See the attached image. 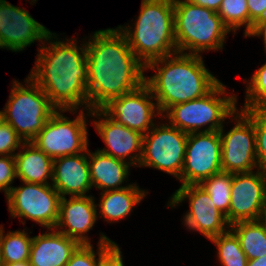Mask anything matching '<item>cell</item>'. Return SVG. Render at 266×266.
Listing matches in <instances>:
<instances>
[{"mask_svg":"<svg viewBox=\"0 0 266 266\" xmlns=\"http://www.w3.org/2000/svg\"><path fill=\"white\" fill-rule=\"evenodd\" d=\"M89 37L85 41L88 110H96L139 88L144 83L145 66L117 27L95 31Z\"/></svg>","mask_w":266,"mask_h":266,"instance_id":"6da1fadb","label":"cell"},{"mask_svg":"<svg viewBox=\"0 0 266 266\" xmlns=\"http://www.w3.org/2000/svg\"><path fill=\"white\" fill-rule=\"evenodd\" d=\"M55 41H54V40ZM50 33L39 46L34 67L28 75L57 110H88L86 45L76 38L61 41ZM48 43L49 46H47Z\"/></svg>","mask_w":266,"mask_h":266,"instance_id":"7a4b0ae2","label":"cell"},{"mask_svg":"<svg viewBox=\"0 0 266 266\" xmlns=\"http://www.w3.org/2000/svg\"><path fill=\"white\" fill-rule=\"evenodd\" d=\"M154 70L144 78L161 116L172 106L207 95L220 81L206 68L200 55L176 52L145 66Z\"/></svg>","mask_w":266,"mask_h":266,"instance_id":"3957f363","label":"cell"},{"mask_svg":"<svg viewBox=\"0 0 266 266\" xmlns=\"http://www.w3.org/2000/svg\"><path fill=\"white\" fill-rule=\"evenodd\" d=\"M173 0H142L135 24L118 26L137 59L150 62L177 52ZM133 29V30H132Z\"/></svg>","mask_w":266,"mask_h":266,"instance_id":"277c9868","label":"cell"},{"mask_svg":"<svg viewBox=\"0 0 266 266\" xmlns=\"http://www.w3.org/2000/svg\"><path fill=\"white\" fill-rule=\"evenodd\" d=\"M173 3L177 52L201 56L203 51L223 49L231 31L217 12L190 0H173Z\"/></svg>","mask_w":266,"mask_h":266,"instance_id":"5b68a950","label":"cell"},{"mask_svg":"<svg viewBox=\"0 0 266 266\" xmlns=\"http://www.w3.org/2000/svg\"><path fill=\"white\" fill-rule=\"evenodd\" d=\"M226 91V86L219 82L207 95L174 105L161 118L188 134L219 131L225 120L237 111V95L228 96Z\"/></svg>","mask_w":266,"mask_h":266,"instance_id":"8992f818","label":"cell"},{"mask_svg":"<svg viewBox=\"0 0 266 266\" xmlns=\"http://www.w3.org/2000/svg\"><path fill=\"white\" fill-rule=\"evenodd\" d=\"M24 82L14 80L9 99L3 108L5 123L24 142H31L57 110L44 91L28 76Z\"/></svg>","mask_w":266,"mask_h":266,"instance_id":"52a82bcc","label":"cell"},{"mask_svg":"<svg viewBox=\"0 0 266 266\" xmlns=\"http://www.w3.org/2000/svg\"><path fill=\"white\" fill-rule=\"evenodd\" d=\"M65 111L76 114L79 110H56L31 141L52 159L76 155L89 147L86 123L88 116H91V110L86 111V116L84 109H81L73 120L62 114Z\"/></svg>","mask_w":266,"mask_h":266,"instance_id":"ba28073f","label":"cell"},{"mask_svg":"<svg viewBox=\"0 0 266 266\" xmlns=\"http://www.w3.org/2000/svg\"><path fill=\"white\" fill-rule=\"evenodd\" d=\"M188 133L169 123L154 126L143 136L139 167H152L173 175L177 180L183 169Z\"/></svg>","mask_w":266,"mask_h":266,"instance_id":"9c48e42d","label":"cell"},{"mask_svg":"<svg viewBox=\"0 0 266 266\" xmlns=\"http://www.w3.org/2000/svg\"><path fill=\"white\" fill-rule=\"evenodd\" d=\"M231 121H235V126L228 132L225 133L223 127L219 130L222 171L236 174L258 169L253 110L237 109L231 116Z\"/></svg>","mask_w":266,"mask_h":266,"instance_id":"30bf717a","label":"cell"},{"mask_svg":"<svg viewBox=\"0 0 266 266\" xmlns=\"http://www.w3.org/2000/svg\"><path fill=\"white\" fill-rule=\"evenodd\" d=\"M12 187L6 195L8 210L12 218L30 219L42 227L54 229L58 220L61 195L52 184L22 183Z\"/></svg>","mask_w":266,"mask_h":266,"instance_id":"8fae6325","label":"cell"},{"mask_svg":"<svg viewBox=\"0 0 266 266\" xmlns=\"http://www.w3.org/2000/svg\"><path fill=\"white\" fill-rule=\"evenodd\" d=\"M219 131L194 132L187 136L181 186L199 185L204 179L222 172Z\"/></svg>","mask_w":266,"mask_h":266,"instance_id":"7c38bea8","label":"cell"},{"mask_svg":"<svg viewBox=\"0 0 266 266\" xmlns=\"http://www.w3.org/2000/svg\"><path fill=\"white\" fill-rule=\"evenodd\" d=\"M170 198L167 205L170 208L178 206L184 200L189 201L190 208L183 216V222L193 232L199 231L210 240L230 229L225 215L216 208L210 195L199 185L180 186Z\"/></svg>","mask_w":266,"mask_h":266,"instance_id":"4fadbf2b","label":"cell"},{"mask_svg":"<svg viewBox=\"0 0 266 266\" xmlns=\"http://www.w3.org/2000/svg\"><path fill=\"white\" fill-rule=\"evenodd\" d=\"M100 110L119 124L142 135L154 126L153 119L156 116L161 118L156 100L145 83L119 98L110 99Z\"/></svg>","mask_w":266,"mask_h":266,"instance_id":"5bb4252c","label":"cell"},{"mask_svg":"<svg viewBox=\"0 0 266 266\" xmlns=\"http://www.w3.org/2000/svg\"><path fill=\"white\" fill-rule=\"evenodd\" d=\"M266 202V173L256 171L233 174L229 225L260 220Z\"/></svg>","mask_w":266,"mask_h":266,"instance_id":"9a60e30c","label":"cell"},{"mask_svg":"<svg viewBox=\"0 0 266 266\" xmlns=\"http://www.w3.org/2000/svg\"><path fill=\"white\" fill-rule=\"evenodd\" d=\"M50 33L51 31L36 21L27 10L6 0L0 2L2 49L20 52L36 41L43 44Z\"/></svg>","mask_w":266,"mask_h":266,"instance_id":"2e32d148","label":"cell"},{"mask_svg":"<svg viewBox=\"0 0 266 266\" xmlns=\"http://www.w3.org/2000/svg\"><path fill=\"white\" fill-rule=\"evenodd\" d=\"M91 117L98 119L93 120V125L107 147L98 150L116 159L128 160L130 165L137 167L142 156L144 135L119 124L100 109L91 110Z\"/></svg>","mask_w":266,"mask_h":266,"instance_id":"e0dca14e","label":"cell"},{"mask_svg":"<svg viewBox=\"0 0 266 266\" xmlns=\"http://www.w3.org/2000/svg\"><path fill=\"white\" fill-rule=\"evenodd\" d=\"M69 199V200H68ZM61 197L58 220L54 229L77 240L81 245L91 244L88 232L98 220V209L92 195Z\"/></svg>","mask_w":266,"mask_h":266,"instance_id":"ac0fdd59","label":"cell"},{"mask_svg":"<svg viewBox=\"0 0 266 266\" xmlns=\"http://www.w3.org/2000/svg\"><path fill=\"white\" fill-rule=\"evenodd\" d=\"M52 186L61 197L87 196L90 181L88 148L79 154L53 159ZM87 193V194H86Z\"/></svg>","mask_w":266,"mask_h":266,"instance_id":"d6986e66","label":"cell"},{"mask_svg":"<svg viewBox=\"0 0 266 266\" xmlns=\"http://www.w3.org/2000/svg\"><path fill=\"white\" fill-rule=\"evenodd\" d=\"M80 245L77 240L69 238L56 229H47L46 233L32 238L30 265L66 266L72 254Z\"/></svg>","mask_w":266,"mask_h":266,"instance_id":"ffe728a7","label":"cell"},{"mask_svg":"<svg viewBox=\"0 0 266 266\" xmlns=\"http://www.w3.org/2000/svg\"><path fill=\"white\" fill-rule=\"evenodd\" d=\"M88 163L91 185L101 190V193L131 186V183L122 186L124 181H128V175H130L131 165L128 162L99 150L93 153L88 147Z\"/></svg>","mask_w":266,"mask_h":266,"instance_id":"44dd1931","label":"cell"},{"mask_svg":"<svg viewBox=\"0 0 266 266\" xmlns=\"http://www.w3.org/2000/svg\"><path fill=\"white\" fill-rule=\"evenodd\" d=\"M16 177L21 182L34 184H52L53 159L31 142H24L16 152ZM50 178V179H49ZM48 179V180H47Z\"/></svg>","mask_w":266,"mask_h":266,"instance_id":"7402d4cb","label":"cell"},{"mask_svg":"<svg viewBox=\"0 0 266 266\" xmlns=\"http://www.w3.org/2000/svg\"><path fill=\"white\" fill-rule=\"evenodd\" d=\"M148 191L141 190L137 183L118 190L100 193V203L96 204L104 221L113 223L128 217L132 209L147 196Z\"/></svg>","mask_w":266,"mask_h":266,"instance_id":"603a6c76","label":"cell"},{"mask_svg":"<svg viewBox=\"0 0 266 266\" xmlns=\"http://www.w3.org/2000/svg\"><path fill=\"white\" fill-rule=\"evenodd\" d=\"M230 229L239 238L248 260L266 255V225L261 219L237 222Z\"/></svg>","mask_w":266,"mask_h":266,"instance_id":"cb8c5ba5","label":"cell"},{"mask_svg":"<svg viewBox=\"0 0 266 266\" xmlns=\"http://www.w3.org/2000/svg\"><path fill=\"white\" fill-rule=\"evenodd\" d=\"M0 225V252L3 264L29 261L32 237L22 230L9 231L4 234V227Z\"/></svg>","mask_w":266,"mask_h":266,"instance_id":"d4e9b609","label":"cell"},{"mask_svg":"<svg viewBox=\"0 0 266 266\" xmlns=\"http://www.w3.org/2000/svg\"><path fill=\"white\" fill-rule=\"evenodd\" d=\"M233 174L220 172L204 179L199 186L210 195L216 208L225 215L229 224V207L231 200V186Z\"/></svg>","mask_w":266,"mask_h":266,"instance_id":"484cf974","label":"cell"},{"mask_svg":"<svg viewBox=\"0 0 266 266\" xmlns=\"http://www.w3.org/2000/svg\"><path fill=\"white\" fill-rule=\"evenodd\" d=\"M210 241L217 246V257L221 266H247V256L241 248L239 238L231 229L212 237Z\"/></svg>","mask_w":266,"mask_h":266,"instance_id":"4316f807","label":"cell"},{"mask_svg":"<svg viewBox=\"0 0 266 266\" xmlns=\"http://www.w3.org/2000/svg\"><path fill=\"white\" fill-rule=\"evenodd\" d=\"M217 14L225 26L234 34L245 26L244 37L249 34V11L247 0H222Z\"/></svg>","mask_w":266,"mask_h":266,"instance_id":"83f0119b","label":"cell"},{"mask_svg":"<svg viewBox=\"0 0 266 266\" xmlns=\"http://www.w3.org/2000/svg\"><path fill=\"white\" fill-rule=\"evenodd\" d=\"M246 96L240 110L266 111V63L258 68L249 81L244 80Z\"/></svg>","mask_w":266,"mask_h":266,"instance_id":"f1b7e54d","label":"cell"},{"mask_svg":"<svg viewBox=\"0 0 266 266\" xmlns=\"http://www.w3.org/2000/svg\"><path fill=\"white\" fill-rule=\"evenodd\" d=\"M115 242L110 240L105 234H101L97 244L98 250L94 251L92 244L80 245L72 254L66 266H97L98 259ZM98 256V258H96Z\"/></svg>","mask_w":266,"mask_h":266,"instance_id":"f546056e","label":"cell"},{"mask_svg":"<svg viewBox=\"0 0 266 266\" xmlns=\"http://www.w3.org/2000/svg\"><path fill=\"white\" fill-rule=\"evenodd\" d=\"M258 169L266 173V111L253 110Z\"/></svg>","mask_w":266,"mask_h":266,"instance_id":"4dcf8cb0","label":"cell"},{"mask_svg":"<svg viewBox=\"0 0 266 266\" xmlns=\"http://www.w3.org/2000/svg\"><path fill=\"white\" fill-rule=\"evenodd\" d=\"M24 141L7 123L0 127V156H14Z\"/></svg>","mask_w":266,"mask_h":266,"instance_id":"1f68e13d","label":"cell"},{"mask_svg":"<svg viewBox=\"0 0 266 266\" xmlns=\"http://www.w3.org/2000/svg\"><path fill=\"white\" fill-rule=\"evenodd\" d=\"M16 177V164L14 156H0V191L5 196L10 192L12 182Z\"/></svg>","mask_w":266,"mask_h":266,"instance_id":"d6a6232c","label":"cell"},{"mask_svg":"<svg viewBox=\"0 0 266 266\" xmlns=\"http://www.w3.org/2000/svg\"><path fill=\"white\" fill-rule=\"evenodd\" d=\"M249 11V33L254 25L266 16V0H247Z\"/></svg>","mask_w":266,"mask_h":266,"instance_id":"836d02e7","label":"cell"},{"mask_svg":"<svg viewBox=\"0 0 266 266\" xmlns=\"http://www.w3.org/2000/svg\"><path fill=\"white\" fill-rule=\"evenodd\" d=\"M121 253L117 243H114L101 257H99L97 266H124Z\"/></svg>","mask_w":266,"mask_h":266,"instance_id":"e575fe53","label":"cell"},{"mask_svg":"<svg viewBox=\"0 0 266 266\" xmlns=\"http://www.w3.org/2000/svg\"><path fill=\"white\" fill-rule=\"evenodd\" d=\"M261 37L264 42V49L266 52V16L260 19L253 27L252 31L247 35V37Z\"/></svg>","mask_w":266,"mask_h":266,"instance_id":"d590c367","label":"cell"},{"mask_svg":"<svg viewBox=\"0 0 266 266\" xmlns=\"http://www.w3.org/2000/svg\"><path fill=\"white\" fill-rule=\"evenodd\" d=\"M192 3L218 12L222 0H190Z\"/></svg>","mask_w":266,"mask_h":266,"instance_id":"8d00e7d4","label":"cell"},{"mask_svg":"<svg viewBox=\"0 0 266 266\" xmlns=\"http://www.w3.org/2000/svg\"><path fill=\"white\" fill-rule=\"evenodd\" d=\"M247 266H266V255L261 258L248 260Z\"/></svg>","mask_w":266,"mask_h":266,"instance_id":"74e56055","label":"cell"},{"mask_svg":"<svg viewBox=\"0 0 266 266\" xmlns=\"http://www.w3.org/2000/svg\"><path fill=\"white\" fill-rule=\"evenodd\" d=\"M3 266H31L29 261H23L18 263L3 264Z\"/></svg>","mask_w":266,"mask_h":266,"instance_id":"f35d334b","label":"cell"},{"mask_svg":"<svg viewBox=\"0 0 266 266\" xmlns=\"http://www.w3.org/2000/svg\"><path fill=\"white\" fill-rule=\"evenodd\" d=\"M261 220L264 222V224L266 225V202H265V206H264V210H263V214H262V218Z\"/></svg>","mask_w":266,"mask_h":266,"instance_id":"ab89813d","label":"cell"},{"mask_svg":"<svg viewBox=\"0 0 266 266\" xmlns=\"http://www.w3.org/2000/svg\"><path fill=\"white\" fill-rule=\"evenodd\" d=\"M4 122H5L4 114H3V111L1 110L0 111V127L3 125Z\"/></svg>","mask_w":266,"mask_h":266,"instance_id":"60d3db41","label":"cell"},{"mask_svg":"<svg viewBox=\"0 0 266 266\" xmlns=\"http://www.w3.org/2000/svg\"><path fill=\"white\" fill-rule=\"evenodd\" d=\"M2 48V37H1V34H0V49Z\"/></svg>","mask_w":266,"mask_h":266,"instance_id":"b9f144b4","label":"cell"},{"mask_svg":"<svg viewBox=\"0 0 266 266\" xmlns=\"http://www.w3.org/2000/svg\"><path fill=\"white\" fill-rule=\"evenodd\" d=\"M0 266H3L2 258H1V252H0Z\"/></svg>","mask_w":266,"mask_h":266,"instance_id":"7bdbcfd3","label":"cell"},{"mask_svg":"<svg viewBox=\"0 0 266 266\" xmlns=\"http://www.w3.org/2000/svg\"><path fill=\"white\" fill-rule=\"evenodd\" d=\"M36 1H38V0H31L30 4H32V2L36 4Z\"/></svg>","mask_w":266,"mask_h":266,"instance_id":"ee69618b","label":"cell"}]
</instances>
